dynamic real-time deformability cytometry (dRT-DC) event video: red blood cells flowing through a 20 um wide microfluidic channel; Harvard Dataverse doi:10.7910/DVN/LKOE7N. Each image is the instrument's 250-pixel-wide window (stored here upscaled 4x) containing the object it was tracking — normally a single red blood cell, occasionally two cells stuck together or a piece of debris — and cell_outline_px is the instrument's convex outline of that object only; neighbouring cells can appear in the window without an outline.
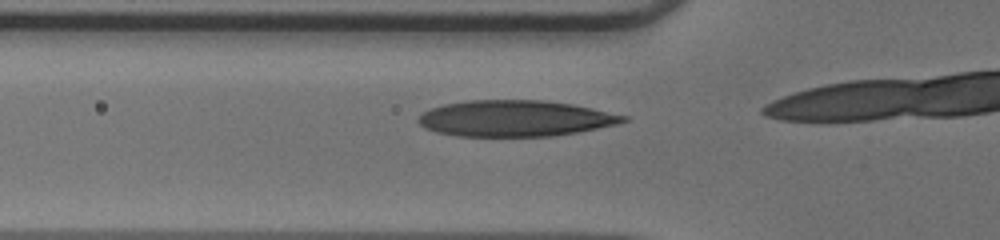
{"species": "human", "species_latin": "Homo sapiens", "temperature_condition": "warm", "stored_images_in_passage": 6, "camera_frame_rate_fps": 3000, "um_per_image_px": 0.085, "donor": {"sex": "male"}, "frame": {"image": 1, "passage_image": 2, "time_ms": 0.333, "image_size_px": [1000, 240], "cell_outline_px": [[628, 120], [616, 124], [580, 132], [552, 136], [456, 136], [436, 132], [424, 128], [416, 120], [424, 112], [432, 108], [444, 104], [468, 100], [540, 100], [572, 104], [592, 108], [628, 116]], "centroid_in_image_um": [43.78, 10.07], "position_along_channel_um": 82.0, "area_um2": 43.12}}
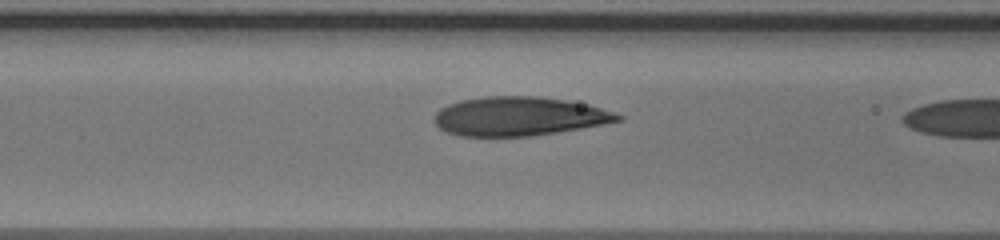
{"frame": {"image": 2, "passage_image": 5, "time_ms": 1.333, "image_size_px": [1000, 240], "cell_outline_px": [[624, 120], [604, 124], [532, 136], [460, 136], [444, 132], [432, 120], [436, 112], [440, 108], [448, 104], [460, 100], [484, 96], [540, 96], [588, 104], [624, 116]], "centroid_in_image_um": [44.08, 9.88], "position_along_channel_um": 122.5, "area_um2": 41.79}}